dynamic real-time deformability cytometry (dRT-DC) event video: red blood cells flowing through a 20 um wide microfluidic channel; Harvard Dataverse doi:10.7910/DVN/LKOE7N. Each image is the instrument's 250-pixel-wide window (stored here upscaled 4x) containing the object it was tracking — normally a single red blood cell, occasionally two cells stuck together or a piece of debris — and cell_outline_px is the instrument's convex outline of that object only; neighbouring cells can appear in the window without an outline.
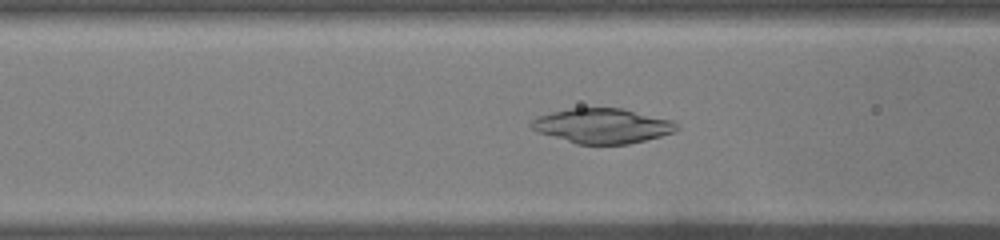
{"species": "common noctule bat (a hibernating species)", "species_latin": "Nyctalus noctula", "temperature_condition": "warm", "stored_images_in_passage": 44, "camera_frame_rate_fps": 3000, "um_per_image_px": 0.085, "animal": {"sex": "male", "body_mass_g": 19.0, "forearm_length_mm": 50.8}, "frame": {"image": 1, "passage_image": 13, "time_ms": 4.0, "image_size_px": [1000, 240], "cell_outline_px": [[680, 128], [676, 132], [628, 144], [576, 144], [536, 132], [528, 124], [536, 116], [552, 112], [572, 108], [624, 108], [672, 120]], "centroid_in_image_um": [51.18, 10.69], "position_along_channel_um": 115.4, "area_um2": 29.71}}
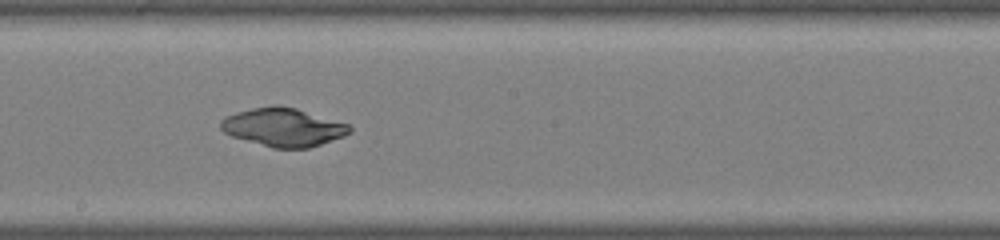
{"frame": {"image": 2, "passage_image": 21, "time_ms": 6.667, "image_size_px": [1000, 240], "cell_outline_px": [[352, 132], [344, 136], [308, 148], [272, 148], [232, 136], [224, 132], [220, 128], [220, 120], [224, 116], [236, 112], [252, 108], [276, 104], [296, 108], [348, 124], [352, 128]], "centroid_in_image_um": [24.05, 10.8], "position_along_channel_um": 224.1, "area_um2": 28.78}}
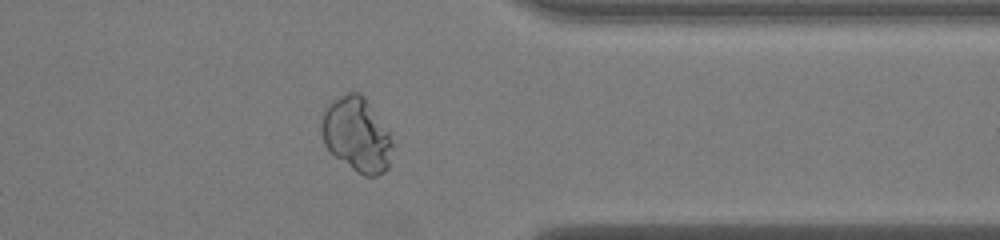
{"frame": {"image": 3, "passage_image": 33, "time_ms": 10.667, "image_size_px": [1000, 240], "cell_outline_px": [[392, 144], [388, 168], [384, 172], [376, 176], [364, 176], [356, 172], [336, 156], [324, 144], [320, 132], [320, 124], [324, 108], [332, 100], [348, 92], [360, 92], [364, 96], [388, 132]], "centroid_in_image_um": [30.28, 11.43], "position_along_channel_um": 381.1, "area_um2": 30.58}}